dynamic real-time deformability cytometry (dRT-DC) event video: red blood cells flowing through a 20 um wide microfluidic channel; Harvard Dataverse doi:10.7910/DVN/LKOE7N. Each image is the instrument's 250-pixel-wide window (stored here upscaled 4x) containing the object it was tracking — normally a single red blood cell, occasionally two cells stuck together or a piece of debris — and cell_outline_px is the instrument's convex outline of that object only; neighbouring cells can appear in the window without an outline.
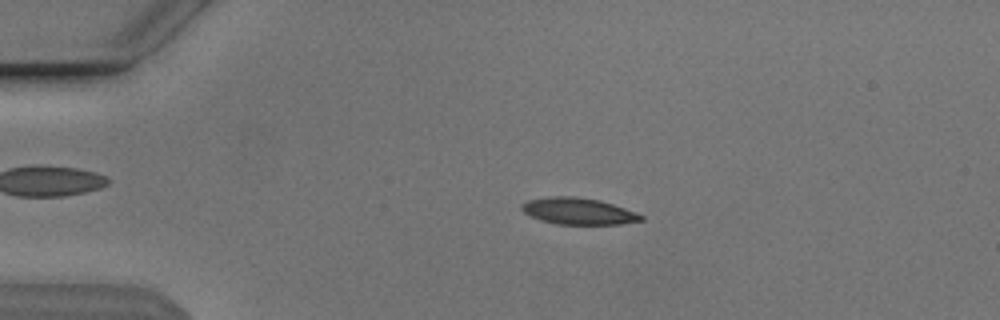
{"species": "Egyptian fruit bat (a non-hibernating species)", "species_latin": "Rousettus aegyptiacus", "temperature_condition": "cold", "stored_images_in_passage": 53, "camera_frame_rate_fps": 3000, "um_per_image_px": 0.085, "animal": {"sex": "male"}, "frame": {"image": 1, "passage_image": 11, "time_ms": 3.333, "image_size_px": [1000, 320], "cell_outline_px": [[644, 220], [620, 224], [556, 224], [540, 220], [524, 212], [520, 208], [520, 204], [528, 200], [556, 196], [572, 196], [600, 200], [624, 208], [644, 216]], "centroid_in_image_um": [49.14, 17.95], "position_along_channel_um": 35.9, "area_um2": 18.32}}
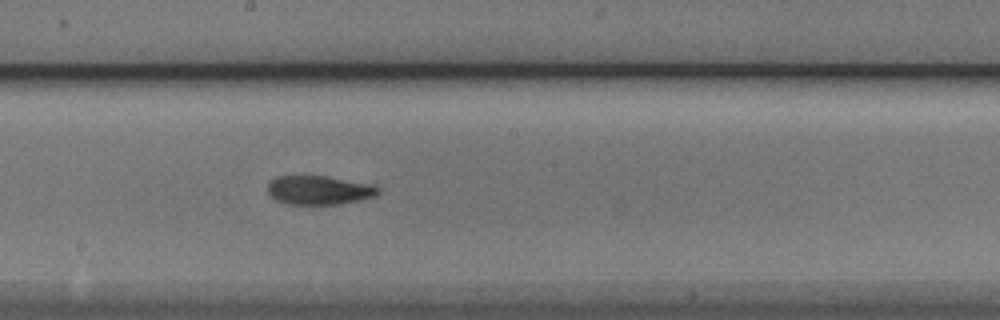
{"frame": {"image": 2, "passage_image": 29, "time_ms": 9.333, "image_size_px": [1000, 320], "cell_outline_px": [[380, 192], [376, 196], [360, 200], [340, 204], [288, 204], [276, 200], [268, 192], [268, 184], [276, 176], [324, 176], [372, 184], [380, 188]], "centroid_in_image_um": [27.15, 16.16], "position_along_channel_um": 221.1, "area_um2": 18.55}}
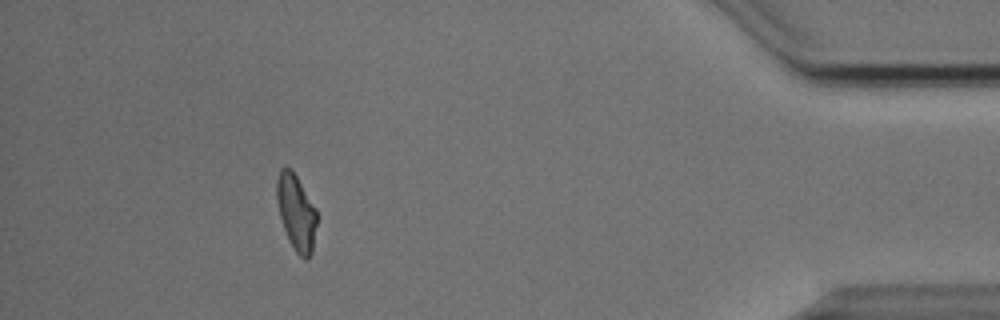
{"frame": {"image": 3, "passage_image": 48, "time_ms": 15.667, "image_size_px": [1000, 320], "cell_outline_px": [[316, 224], [312, 252], [304, 260], [296, 252], [288, 240], [280, 216], [276, 200], [276, 180], [280, 168], [292, 168], [316, 208]], "centroid_in_image_um": [25.16, 18.02], "position_along_channel_um": 410.0, "area_um2": 17.69}, "authors_computed_cell_mechanics": {"area_um2": 18.2648, "velocity_mm_per_s": 3.8329, "shape_relaxation_time_tau1_ms": 7.1466, "shape_relaxation_time_tau2_ms": 2.9031, "deformation_change_tau1": 0.1934, "deformation_change_tau2": 0.0968}}